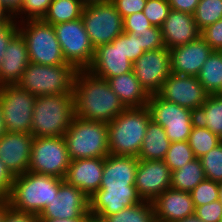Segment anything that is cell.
<instances>
[{
  "label": "cell",
  "mask_w": 222,
  "mask_h": 222,
  "mask_svg": "<svg viewBox=\"0 0 222 222\" xmlns=\"http://www.w3.org/2000/svg\"><path fill=\"white\" fill-rule=\"evenodd\" d=\"M86 217H75L68 219H48V218H38L39 222H84Z\"/></svg>",
  "instance_id": "f907efd6"
},
{
  "label": "cell",
  "mask_w": 222,
  "mask_h": 222,
  "mask_svg": "<svg viewBox=\"0 0 222 222\" xmlns=\"http://www.w3.org/2000/svg\"><path fill=\"white\" fill-rule=\"evenodd\" d=\"M139 40L142 43V50L144 52L165 47L161 29L159 27L152 26L151 28H148V31L139 35Z\"/></svg>",
  "instance_id": "b9f144b4"
},
{
  "label": "cell",
  "mask_w": 222,
  "mask_h": 222,
  "mask_svg": "<svg viewBox=\"0 0 222 222\" xmlns=\"http://www.w3.org/2000/svg\"><path fill=\"white\" fill-rule=\"evenodd\" d=\"M6 133V127L4 124V119L1 111V105H0V137H2Z\"/></svg>",
  "instance_id": "11a10c76"
},
{
  "label": "cell",
  "mask_w": 222,
  "mask_h": 222,
  "mask_svg": "<svg viewBox=\"0 0 222 222\" xmlns=\"http://www.w3.org/2000/svg\"><path fill=\"white\" fill-rule=\"evenodd\" d=\"M135 187L142 201L152 203L171 188V170L164 160H138Z\"/></svg>",
  "instance_id": "e0dca14e"
},
{
  "label": "cell",
  "mask_w": 222,
  "mask_h": 222,
  "mask_svg": "<svg viewBox=\"0 0 222 222\" xmlns=\"http://www.w3.org/2000/svg\"><path fill=\"white\" fill-rule=\"evenodd\" d=\"M4 222H39L38 215L13 209L6 199Z\"/></svg>",
  "instance_id": "bcb514c9"
},
{
  "label": "cell",
  "mask_w": 222,
  "mask_h": 222,
  "mask_svg": "<svg viewBox=\"0 0 222 222\" xmlns=\"http://www.w3.org/2000/svg\"><path fill=\"white\" fill-rule=\"evenodd\" d=\"M170 10L168 0H147L142 12L153 26L160 28Z\"/></svg>",
  "instance_id": "8d00e7d4"
},
{
  "label": "cell",
  "mask_w": 222,
  "mask_h": 222,
  "mask_svg": "<svg viewBox=\"0 0 222 222\" xmlns=\"http://www.w3.org/2000/svg\"><path fill=\"white\" fill-rule=\"evenodd\" d=\"M206 179L222 182V142L199 158Z\"/></svg>",
  "instance_id": "e575fe53"
},
{
  "label": "cell",
  "mask_w": 222,
  "mask_h": 222,
  "mask_svg": "<svg viewBox=\"0 0 222 222\" xmlns=\"http://www.w3.org/2000/svg\"><path fill=\"white\" fill-rule=\"evenodd\" d=\"M219 200L222 202V182L219 183Z\"/></svg>",
  "instance_id": "680465c9"
},
{
  "label": "cell",
  "mask_w": 222,
  "mask_h": 222,
  "mask_svg": "<svg viewBox=\"0 0 222 222\" xmlns=\"http://www.w3.org/2000/svg\"><path fill=\"white\" fill-rule=\"evenodd\" d=\"M22 1L23 0H0L2 6L13 17L21 10Z\"/></svg>",
  "instance_id": "c3c4849f"
},
{
  "label": "cell",
  "mask_w": 222,
  "mask_h": 222,
  "mask_svg": "<svg viewBox=\"0 0 222 222\" xmlns=\"http://www.w3.org/2000/svg\"><path fill=\"white\" fill-rule=\"evenodd\" d=\"M84 3L80 0H52L43 20L51 25L81 18Z\"/></svg>",
  "instance_id": "f1b7e54d"
},
{
  "label": "cell",
  "mask_w": 222,
  "mask_h": 222,
  "mask_svg": "<svg viewBox=\"0 0 222 222\" xmlns=\"http://www.w3.org/2000/svg\"><path fill=\"white\" fill-rule=\"evenodd\" d=\"M195 159L188 141L171 142L164 159L171 172L181 169L186 163Z\"/></svg>",
  "instance_id": "836d02e7"
},
{
  "label": "cell",
  "mask_w": 222,
  "mask_h": 222,
  "mask_svg": "<svg viewBox=\"0 0 222 222\" xmlns=\"http://www.w3.org/2000/svg\"><path fill=\"white\" fill-rule=\"evenodd\" d=\"M195 215L203 222H220L222 217V202L220 200L197 206Z\"/></svg>",
  "instance_id": "7bdbcfd3"
},
{
  "label": "cell",
  "mask_w": 222,
  "mask_h": 222,
  "mask_svg": "<svg viewBox=\"0 0 222 222\" xmlns=\"http://www.w3.org/2000/svg\"><path fill=\"white\" fill-rule=\"evenodd\" d=\"M89 72L103 79H109L133 71V63L122 51V34L111 43L95 49V55Z\"/></svg>",
  "instance_id": "d6986e66"
},
{
  "label": "cell",
  "mask_w": 222,
  "mask_h": 222,
  "mask_svg": "<svg viewBox=\"0 0 222 222\" xmlns=\"http://www.w3.org/2000/svg\"><path fill=\"white\" fill-rule=\"evenodd\" d=\"M104 219L107 222H156L154 206L148 201L125 208Z\"/></svg>",
  "instance_id": "1f68e13d"
},
{
  "label": "cell",
  "mask_w": 222,
  "mask_h": 222,
  "mask_svg": "<svg viewBox=\"0 0 222 222\" xmlns=\"http://www.w3.org/2000/svg\"><path fill=\"white\" fill-rule=\"evenodd\" d=\"M69 158H105L109 155L108 123L74 116L64 135Z\"/></svg>",
  "instance_id": "8992f818"
},
{
  "label": "cell",
  "mask_w": 222,
  "mask_h": 222,
  "mask_svg": "<svg viewBox=\"0 0 222 222\" xmlns=\"http://www.w3.org/2000/svg\"><path fill=\"white\" fill-rule=\"evenodd\" d=\"M62 181L58 177L27 171L15 176L7 200L15 210L39 215L57 196Z\"/></svg>",
  "instance_id": "277c9868"
},
{
  "label": "cell",
  "mask_w": 222,
  "mask_h": 222,
  "mask_svg": "<svg viewBox=\"0 0 222 222\" xmlns=\"http://www.w3.org/2000/svg\"><path fill=\"white\" fill-rule=\"evenodd\" d=\"M133 72L149 94H157L171 75V55L166 47L150 50L133 62Z\"/></svg>",
  "instance_id": "5bb4252c"
},
{
  "label": "cell",
  "mask_w": 222,
  "mask_h": 222,
  "mask_svg": "<svg viewBox=\"0 0 222 222\" xmlns=\"http://www.w3.org/2000/svg\"><path fill=\"white\" fill-rule=\"evenodd\" d=\"M29 63L26 42L14 29L3 42L0 52V86L17 84Z\"/></svg>",
  "instance_id": "ac0fdd59"
},
{
  "label": "cell",
  "mask_w": 222,
  "mask_h": 222,
  "mask_svg": "<svg viewBox=\"0 0 222 222\" xmlns=\"http://www.w3.org/2000/svg\"><path fill=\"white\" fill-rule=\"evenodd\" d=\"M0 22H16L15 18L2 6L0 2Z\"/></svg>",
  "instance_id": "816d5d0a"
},
{
  "label": "cell",
  "mask_w": 222,
  "mask_h": 222,
  "mask_svg": "<svg viewBox=\"0 0 222 222\" xmlns=\"http://www.w3.org/2000/svg\"><path fill=\"white\" fill-rule=\"evenodd\" d=\"M108 83L125 108L147 106L150 95L141 86L133 71L111 77Z\"/></svg>",
  "instance_id": "d4e9b609"
},
{
  "label": "cell",
  "mask_w": 222,
  "mask_h": 222,
  "mask_svg": "<svg viewBox=\"0 0 222 222\" xmlns=\"http://www.w3.org/2000/svg\"><path fill=\"white\" fill-rule=\"evenodd\" d=\"M6 215V199L0 200V222H4Z\"/></svg>",
  "instance_id": "db71d44e"
},
{
  "label": "cell",
  "mask_w": 222,
  "mask_h": 222,
  "mask_svg": "<svg viewBox=\"0 0 222 222\" xmlns=\"http://www.w3.org/2000/svg\"><path fill=\"white\" fill-rule=\"evenodd\" d=\"M152 26L143 12L133 13L123 19V32L132 33L136 36L148 31V28Z\"/></svg>",
  "instance_id": "f35d334b"
},
{
  "label": "cell",
  "mask_w": 222,
  "mask_h": 222,
  "mask_svg": "<svg viewBox=\"0 0 222 222\" xmlns=\"http://www.w3.org/2000/svg\"><path fill=\"white\" fill-rule=\"evenodd\" d=\"M16 22H0V52L5 39L15 29Z\"/></svg>",
  "instance_id": "681fc988"
},
{
  "label": "cell",
  "mask_w": 222,
  "mask_h": 222,
  "mask_svg": "<svg viewBox=\"0 0 222 222\" xmlns=\"http://www.w3.org/2000/svg\"><path fill=\"white\" fill-rule=\"evenodd\" d=\"M15 176L0 159V200L7 199L11 193Z\"/></svg>",
  "instance_id": "f6af8a7d"
},
{
  "label": "cell",
  "mask_w": 222,
  "mask_h": 222,
  "mask_svg": "<svg viewBox=\"0 0 222 222\" xmlns=\"http://www.w3.org/2000/svg\"><path fill=\"white\" fill-rule=\"evenodd\" d=\"M176 222H203V221L199 219L196 215H192Z\"/></svg>",
  "instance_id": "9f6ffc18"
},
{
  "label": "cell",
  "mask_w": 222,
  "mask_h": 222,
  "mask_svg": "<svg viewBox=\"0 0 222 222\" xmlns=\"http://www.w3.org/2000/svg\"><path fill=\"white\" fill-rule=\"evenodd\" d=\"M103 167L104 158L72 160L63 180L79 188L90 198L100 189Z\"/></svg>",
  "instance_id": "7402d4cb"
},
{
  "label": "cell",
  "mask_w": 222,
  "mask_h": 222,
  "mask_svg": "<svg viewBox=\"0 0 222 222\" xmlns=\"http://www.w3.org/2000/svg\"><path fill=\"white\" fill-rule=\"evenodd\" d=\"M76 71L69 63L46 66L30 62L17 84L35 97L73 94Z\"/></svg>",
  "instance_id": "ba28073f"
},
{
  "label": "cell",
  "mask_w": 222,
  "mask_h": 222,
  "mask_svg": "<svg viewBox=\"0 0 222 222\" xmlns=\"http://www.w3.org/2000/svg\"><path fill=\"white\" fill-rule=\"evenodd\" d=\"M157 94L169 102L194 112H197L209 95L197 77L174 73L168 76Z\"/></svg>",
  "instance_id": "9a60e30c"
},
{
  "label": "cell",
  "mask_w": 222,
  "mask_h": 222,
  "mask_svg": "<svg viewBox=\"0 0 222 222\" xmlns=\"http://www.w3.org/2000/svg\"><path fill=\"white\" fill-rule=\"evenodd\" d=\"M81 18L94 49L123 33V17L110 0L84 4Z\"/></svg>",
  "instance_id": "9c48e42d"
},
{
  "label": "cell",
  "mask_w": 222,
  "mask_h": 222,
  "mask_svg": "<svg viewBox=\"0 0 222 222\" xmlns=\"http://www.w3.org/2000/svg\"><path fill=\"white\" fill-rule=\"evenodd\" d=\"M15 29L24 38L29 61L39 65H64L65 58L53 25L41 19L16 21Z\"/></svg>",
  "instance_id": "52a82bcc"
},
{
  "label": "cell",
  "mask_w": 222,
  "mask_h": 222,
  "mask_svg": "<svg viewBox=\"0 0 222 222\" xmlns=\"http://www.w3.org/2000/svg\"><path fill=\"white\" fill-rule=\"evenodd\" d=\"M196 122L222 137V97L208 95L204 104L196 112Z\"/></svg>",
  "instance_id": "83f0119b"
},
{
  "label": "cell",
  "mask_w": 222,
  "mask_h": 222,
  "mask_svg": "<svg viewBox=\"0 0 222 222\" xmlns=\"http://www.w3.org/2000/svg\"><path fill=\"white\" fill-rule=\"evenodd\" d=\"M151 120L161 125L171 142L188 141L193 125L196 123V112L152 94L147 102Z\"/></svg>",
  "instance_id": "30bf717a"
},
{
  "label": "cell",
  "mask_w": 222,
  "mask_h": 222,
  "mask_svg": "<svg viewBox=\"0 0 222 222\" xmlns=\"http://www.w3.org/2000/svg\"><path fill=\"white\" fill-rule=\"evenodd\" d=\"M200 0H168L173 10L194 14Z\"/></svg>",
  "instance_id": "7dc6e473"
},
{
  "label": "cell",
  "mask_w": 222,
  "mask_h": 222,
  "mask_svg": "<svg viewBox=\"0 0 222 222\" xmlns=\"http://www.w3.org/2000/svg\"><path fill=\"white\" fill-rule=\"evenodd\" d=\"M123 19L133 13L142 12L147 0H110Z\"/></svg>",
  "instance_id": "ee69618b"
},
{
  "label": "cell",
  "mask_w": 222,
  "mask_h": 222,
  "mask_svg": "<svg viewBox=\"0 0 222 222\" xmlns=\"http://www.w3.org/2000/svg\"><path fill=\"white\" fill-rule=\"evenodd\" d=\"M190 194L195 208L219 200V183L205 179Z\"/></svg>",
  "instance_id": "d590c367"
},
{
  "label": "cell",
  "mask_w": 222,
  "mask_h": 222,
  "mask_svg": "<svg viewBox=\"0 0 222 222\" xmlns=\"http://www.w3.org/2000/svg\"><path fill=\"white\" fill-rule=\"evenodd\" d=\"M195 158H200L221 143V138L196 122L188 139Z\"/></svg>",
  "instance_id": "4dcf8cb0"
},
{
  "label": "cell",
  "mask_w": 222,
  "mask_h": 222,
  "mask_svg": "<svg viewBox=\"0 0 222 222\" xmlns=\"http://www.w3.org/2000/svg\"><path fill=\"white\" fill-rule=\"evenodd\" d=\"M33 138L21 132H6L0 137V159L14 176L28 171Z\"/></svg>",
  "instance_id": "ffe728a7"
},
{
  "label": "cell",
  "mask_w": 222,
  "mask_h": 222,
  "mask_svg": "<svg viewBox=\"0 0 222 222\" xmlns=\"http://www.w3.org/2000/svg\"><path fill=\"white\" fill-rule=\"evenodd\" d=\"M206 179L201 161L198 158L186 163L181 169L171 172V188L191 192Z\"/></svg>",
  "instance_id": "4316f807"
},
{
  "label": "cell",
  "mask_w": 222,
  "mask_h": 222,
  "mask_svg": "<svg viewBox=\"0 0 222 222\" xmlns=\"http://www.w3.org/2000/svg\"><path fill=\"white\" fill-rule=\"evenodd\" d=\"M152 204L156 222H176L195 215L190 192L170 188L159 195Z\"/></svg>",
  "instance_id": "603a6c76"
},
{
  "label": "cell",
  "mask_w": 222,
  "mask_h": 222,
  "mask_svg": "<svg viewBox=\"0 0 222 222\" xmlns=\"http://www.w3.org/2000/svg\"><path fill=\"white\" fill-rule=\"evenodd\" d=\"M201 37L213 51H222V18L202 29Z\"/></svg>",
  "instance_id": "60d3db41"
},
{
  "label": "cell",
  "mask_w": 222,
  "mask_h": 222,
  "mask_svg": "<svg viewBox=\"0 0 222 222\" xmlns=\"http://www.w3.org/2000/svg\"><path fill=\"white\" fill-rule=\"evenodd\" d=\"M197 78L209 95L219 91L222 86V51H212Z\"/></svg>",
  "instance_id": "f546056e"
},
{
  "label": "cell",
  "mask_w": 222,
  "mask_h": 222,
  "mask_svg": "<svg viewBox=\"0 0 222 222\" xmlns=\"http://www.w3.org/2000/svg\"><path fill=\"white\" fill-rule=\"evenodd\" d=\"M84 222H107L104 218H101L99 216L93 215V214H89Z\"/></svg>",
  "instance_id": "f5cc1de1"
},
{
  "label": "cell",
  "mask_w": 222,
  "mask_h": 222,
  "mask_svg": "<svg viewBox=\"0 0 222 222\" xmlns=\"http://www.w3.org/2000/svg\"><path fill=\"white\" fill-rule=\"evenodd\" d=\"M167 49L187 44L201 36L192 14L171 9L160 27Z\"/></svg>",
  "instance_id": "cb8c5ba5"
},
{
  "label": "cell",
  "mask_w": 222,
  "mask_h": 222,
  "mask_svg": "<svg viewBox=\"0 0 222 222\" xmlns=\"http://www.w3.org/2000/svg\"><path fill=\"white\" fill-rule=\"evenodd\" d=\"M81 2H83L84 4H89V3H96V2H104L107 0H80Z\"/></svg>",
  "instance_id": "6f0895ef"
},
{
  "label": "cell",
  "mask_w": 222,
  "mask_h": 222,
  "mask_svg": "<svg viewBox=\"0 0 222 222\" xmlns=\"http://www.w3.org/2000/svg\"><path fill=\"white\" fill-rule=\"evenodd\" d=\"M89 214V197L79 188L63 180L59 185L57 196H54L51 203L44 207L38 218L68 219L87 217Z\"/></svg>",
  "instance_id": "2e32d148"
},
{
  "label": "cell",
  "mask_w": 222,
  "mask_h": 222,
  "mask_svg": "<svg viewBox=\"0 0 222 222\" xmlns=\"http://www.w3.org/2000/svg\"><path fill=\"white\" fill-rule=\"evenodd\" d=\"M212 51L201 36L170 49L171 73L197 77Z\"/></svg>",
  "instance_id": "44dd1931"
},
{
  "label": "cell",
  "mask_w": 222,
  "mask_h": 222,
  "mask_svg": "<svg viewBox=\"0 0 222 222\" xmlns=\"http://www.w3.org/2000/svg\"><path fill=\"white\" fill-rule=\"evenodd\" d=\"M66 63L76 70H87L94 59L95 49L85 30L82 18L53 25Z\"/></svg>",
  "instance_id": "4fadbf2b"
},
{
  "label": "cell",
  "mask_w": 222,
  "mask_h": 222,
  "mask_svg": "<svg viewBox=\"0 0 222 222\" xmlns=\"http://www.w3.org/2000/svg\"><path fill=\"white\" fill-rule=\"evenodd\" d=\"M200 30L222 18V0H200L193 14Z\"/></svg>",
  "instance_id": "d6a6232c"
},
{
  "label": "cell",
  "mask_w": 222,
  "mask_h": 222,
  "mask_svg": "<svg viewBox=\"0 0 222 222\" xmlns=\"http://www.w3.org/2000/svg\"><path fill=\"white\" fill-rule=\"evenodd\" d=\"M122 51L125 57L132 63L135 60L139 59L144 54V51L142 50V43L139 40V36L128 32H123Z\"/></svg>",
  "instance_id": "ab89813d"
},
{
  "label": "cell",
  "mask_w": 222,
  "mask_h": 222,
  "mask_svg": "<svg viewBox=\"0 0 222 222\" xmlns=\"http://www.w3.org/2000/svg\"><path fill=\"white\" fill-rule=\"evenodd\" d=\"M219 97H222V86L221 88L219 89V91L216 93Z\"/></svg>",
  "instance_id": "91938a15"
},
{
  "label": "cell",
  "mask_w": 222,
  "mask_h": 222,
  "mask_svg": "<svg viewBox=\"0 0 222 222\" xmlns=\"http://www.w3.org/2000/svg\"><path fill=\"white\" fill-rule=\"evenodd\" d=\"M138 158L109 154L104 158L100 189L90 198V213L101 218L139 204L135 187Z\"/></svg>",
  "instance_id": "6da1fadb"
},
{
  "label": "cell",
  "mask_w": 222,
  "mask_h": 222,
  "mask_svg": "<svg viewBox=\"0 0 222 222\" xmlns=\"http://www.w3.org/2000/svg\"><path fill=\"white\" fill-rule=\"evenodd\" d=\"M170 145L171 141L165 129L151 120L137 158L139 160H164Z\"/></svg>",
  "instance_id": "484cf974"
},
{
  "label": "cell",
  "mask_w": 222,
  "mask_h": 222,
  "mask_svg": "<svg viewBox=\"0 0 222 222\" xmlns=\"http://www.w3.org/2000/svg\"><path fill=\"white\" fill-rule=\"evenodd\" d=\"M75 116L73 94L36 98L31 134L33 137H63Z\"/></svg>",
  "instance_id": "5b68a950"
},
{
  "label": "cell",
  "mask_w": 222,
  "mask_h": 222,
  "mask_svg": "<svg viewBox=\"0 0 222 222\" xmlns=\"http://www.w3.org/2000/svg\"><path fill=\"white\" fill-rule=\"evenodd\" d=\"M75 116L89 121L110 123L126 108L107 79L88 70H77L73 84Z\"/></svg>",
  "instance_id": "7a4b0ae2"
},
{
  "label": "cell",
  "mask_w": 222,
  "mask_h": 222,
  "mask_svg": "<svg viewBox=\"0 0 222 222\" xmlns=\"http://www.w3.org/2000/svg\"><path fill=\"white\" fill-rule=\"evenodd\" d=\"M151 121L147 106L126 108L108 123L109 154L137 157Z\"/></svg>",
  "instance_id": "3957f363"
},
{
  "label": "cell",
  "mask_w": 222,
  "mask_h": 222,
  "mask_svg": "<svg viewBox=\"0 0 222 222\" xmlns=\"http://www.w3.org/2000/svg\"><path fill=\"white\" fill-rule=\"evenodd\" d=\"M51 2L52 0H23L21 10L14 16L15 21L43 18Z\"/></svg>",
  "instance_id": "74e56055"
},
{
  "label": "cell",
  "mask_w": 222,
  "mask_h": 222,
  "mask_svg": "<svg viewBox=\"0 0 222 222\" xmlns=\"http://www.w3.org/2000/svg\"><path fill=\"white\" fill-rule=\"evenodd\" d=\"M36 98L18 84L0 86V105L6 132L31 134Z\"/></svg>",
  "instance_id": "8fae6325"
},
{
  "label": "cell",
  "mask_w": 222,
  "mask_h": 222,
  "mask_svg": "<svg viewBox=\"0 0 222 222\" xmlns=\"http://www.w3.org/2000/svg\"><path fill=\"white\" fill-rule=\"evenodd\" d=\"M63 137H34L28 171L64 179L70 165Z\"/></svg>",
  "instance_id": "7c38bea8"
}]
</instances>
